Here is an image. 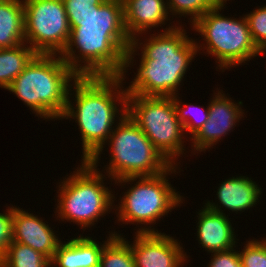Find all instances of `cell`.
I'll return each mask as SVG.
<instances>
[{
	"instance_id": "1",
	"label": "cell",
	"mask_w": 266,
	"mask_h": 267,
	"mask_svg": "<svg viewBox=\"0 0 266 267\" xmlns=\"http://www.w3.org/2000/svg\"><path fill=\"white\" fill-rule=\"evenodd\" d=\"M68 21L70 38L60 55L66 64L79 77L121 76L132 42L124 25L122 0H105L90 12L70 14Z\"/></svg>"
},
{
	"instance_id": "2",
	"label": "cell",
	"mask_w": 266,
	"mask_h": 267,
	"mask_svg": "<svg viewBox=\"0 0 266 267\" xmlns=\"http://www.w3.org/2000/svg\"><path fill=\"white\" fill-rule=\"evenodd\" d=\"M181 26H169L166 30L164 28L163 33L151 34L144 44L137 37L132 39L126 52L125 69L121 76L125 77L124 74L128 72L126 70L131 63L133 66V56L137 49L141 48L142 52L136 77L126 89L127 94L159 97H174L179 94L176 92L188 66L202 49V45L188 37L186 30Z\"/></svg>"
},
{
	"instance_id": "3",
	"label": "cell",
	"mask_w": 266,
	"mask_h": 267,
	"mask_svg": "<svg viewBox=\"0 0 266 267\" xmlns=\"http://www.w3.org/2000/svg\"><path fill=\"white\" fill-rule=\"evenodd\" d=\"M123 81L124 76L78 77L72 84L75 107L70 100V86L66 109L61 118L76 119L82 139V160L89 161L93 166H98L99 156L114 129L112 125L115 119H121L126 114L128 94L123 89ZM117 102L121 104V109L117 107Z\"/></svg>"
},
{
	"instance_id": "4",
	"label": "cell",
	"mask_w": 266,
	"mask_h": 267,
	"mask_svg": "<svg viewBox=\"0 0 266 267\" xmlns=\"http://www.w3.org/2000/svg\"><path fill=\"white\" fill-rule=\"evenodd\" d=\"M78 77L60 55L36 54L6 90L40 118L60 120L66 109L70 82Z\"/></svg>"
},
{
	"instance_id": "5",
	"label": "cell",
	"mask_w": 266,
	"mask_h": 267,
	"mask_svg": "<svg viewBox=\"0 0 266 267\" xmlns=\"http://www.w3.org/2000/svg\"><path fill=\"white\" fill-rule=\"evenodd\" d=\"M77 171L63 179L58 186L57 218L71 221L85 230L94 226L100 217H103L113 208L115 194L104 185V177L97 166L89 161H82ZM106 186V187H105ZM86 227V228H85Z\"/></svg>"
},
{
	"instance_id": "6",
	"label": "cell",
	"mask_w": 266,
	"mask_h": 267,
	"mask_svg": "<svg viewBox=\"0 0 266 267\" xmlns=\"http://www.w3.org/2000/svg\"><path fill=\"white\" fill-rule=\"evenodd\" d=\"M115 127L107 140L111 158L109 165H105L111 181L155 176L171 166L127 113Z\"/></svg>"
},
{
	"instance_id": "7",
	"label": "cell",
	"mask_w": 266,
	"mask_h": 267,
	"mask_svg": "<svg viewBox=\"0 0 266 267\" xmlns=\"http://www.w3.org/2000/svg\"><path fill=\"white\" fill-rule=\"evenodd\" d=\"M126 109L154 147L175 165V159L184 154L185 132L176 114L174 97L128 94Z\"/></svg>"
},
{
	"instance_id": "8",
	"label": "cell",
	"mask_w": 266,
	"mask_h": 267,
	"mask_svg": "<svg viewBox=\"0 0 266 267\" xmlns=\"http://www.w3.org/2000/svg\"><path fill=\"white\" fill-rule=\"evenodd\" d=\"M223 8L214 7L197 19L192 28L204 37L205 53L214 56L219 70L230 69L250 61L258 55L259 49L254 43L247 20L236 19L220 14ZM225 68V69H224Z\"/></svg>"
},
{
	"instance_id": "9",
	"label": "cell",
	"mask_w": 266,
	"mask_h": 267,
	"mask_svg": "<svg viewBox=\"0 0 266 267\" xmlns=\"http://www.w3.org/2000/svg\"><path fill=\"white\" fill-rule=\"evenodd\" d=\"M177 165H171L166 171L155 176L126 177L116 180L115 184L121 183L122 185V183L134 182L138 179L136 184L120 198L121 204L119 203V210L116 213L118 221L123 224L127 223V225L128 222L154 225L162 216L180 206L183 203V197L167 180L168 174L176 172Z\"/></svg>"
},
{
	"instance_id": "10",
	"label": "cell",
	"mask_w": 266,
	"mask_h": 267,
	"mask_svg": "<svg viewBox=\"0 0 266 267\" xmlns=\"http://www.w3.org/2000/svg\"><path fill=\"white\" fill-rule=\"evenodd\" d=\"M25 43L37 54L61 55L71 33L63 0H23Z\"/></svg>"
},
{
	"instance_id": "11",
	"label": "cell",
	"mask_w": 266,
	"mask_h": 267,
	"mask_svg": "<svg viewBox=\"0 0 266 267\" xmlns=\"http://www.w3.org/2000/svg\"><path fill=\"white\" fill-rule=\"evenodd\" d=\"M151 227L139 228L130 244L135 267H183L188 257L180 242Z\"/></svg>"
},
{
	"instance_id": "12",
	"label": "cell",
	"mask_w": 266,
	"mask_h": 267,
	"mask_svg": "<svg viewBox=\"0 0 266 267\" xmlns=\"http://www.w3.org/2000/svg\"><path fill=\"white\" fill-rule=\"evenodd\" d=\"M218 90L214 93L213 99L208 104L209 118L202 125L200 130L190 138L194 147L192 149L194 152L206 151L217 144L221 137L231 132L235 126L236 122L243 117V111L241 109L242 101L234 103L231 98H228L225 93Z\"/></svg>"
},
{
	"instance_id": "13",
	"label": "cell",
	"mask_w": 266,
	"mask_h": 267,
	"mask_svg": "<svg viewBox=\"0 0 266 267\" xmlns=\"http://www.w3.org/2000/svg\"><path fill=\"white\" fill-rule=\"evenodd\" d=\"M208 201L197 214V240L209 253L235 248L236 235L228 215Z\"/></svg>"
},
{
	"instance_id": "14",
	"label": "cell",
	"mask_w": 266,
	"mask_h": 267,
	"mask_svg": "<svg viewBox=\"0 0 266 267\" xmlns=\"http://www.w3.org/2000/svg\"><path fill=\"white\" fill-rule=\"evenodd\" d=\"M13 241L28 245L50 260L62 242L55 235L53 229L43 222L42 218L40 219L19 207H14Z\"/></svg>"
},
{
	"instance_id": "15",
	"label": "cell",
	"mask_w": 266,
	"mask_h": 267,
	"mask_svg": "<svg viewBox=\"0 0 266 267\" xmlns=\"http://www.w3.org/2000/svg\"><path fill=\"white\" fill-rule=\"evenodd\" d=\"M122 3L124 25L131 39L146 34L148 29L161 27L169 20L164 0H122Z\"/></svg>"
},
{
	"instance_id": "16",
	"label": "cell",
	"mask_w": 266,
	"mask_h": 267,
	"mask_svg": "<svg viewBox=\"0 0 266 267\" xmlns=\"http://www.w3.org/2000/svg\"><path fill=\"white\" fill-rule=\"evenodd\" d=\"M118 233L111 232L102 245L92 237L79 236L66 243L61 242L51 260V266L59 267H99L100 255L104 245Z\"/></svg>"
},
{
	"instance_id": "17",
	"label": "cell",
	"mask_w": 266,
	"mask_h": 267,
	"mask_svg": "<svg viewBox=\"0 0 266 267\" xmlns=\"http://www.w3.org/2000/svg\"><path fill=\"white\" fill-rule=\"evenodd\" d=\"M261 188L246 176L224 180L217 190L219 204L232 212H243L256 206L261 195Z\"/></svg>"
},
{
	"instance_id": "18",
	"label": "cell",
	"mask_w": 266,
	"mask_h": 267,
	"mask_svg": "<svg viewBox=\"0 0 266 267\" xmlns=\"http://www.w3.org/2000/svg\"><path fill=\"white\" fill-rule=\"evenodd\" d=\"M25 42L23 0H0V49Z\"/></svg>"
},
{
	"instance_id": "19",
	"label": "cell",
	"mask_w": 266,
	"mask_h": 267,
	"mask_svg": "<svg viewBox=\"0 0 266 267\" xmlns=\"http://www.w3.org/2000/svg\"><path fill=\"white\" fill-rule=\"evenodd\" d=\"M36 54L27 43L0 49V87L7 89Z\"/></svg>"
},
{
	"instance_id": "20",
	"label": "cell",
	"mask_w": 266,
	"mask_h": 267,
	"mask_svg": "<svg viewBox=\"0 0 266 267\" xmlns=\"http://www.w3.org/2000/svg\"><path fill=\"white\" fill-rule=\"evenodd\" d=\"M0 267H54L51 260L28 245L14 242L0 259Z\"/></svg>"
},
{
	"instance_id": "21",
	"label": "cell",
	"mask_w": 266,
	"mask_h": 267,
	"mask_svg": "<svg viewBox=\"0 0 266 267\" xmlns=\"http://www.w3.org/2000/svg\"><path fill=\"white\" fill-rule=\"evenodd\" d=\"M114 235L103 247L99 267H135L130 242Z\"/></svg>"
},
{
	"instance_id": "22",
	"label": "cell",
	"mask_w": 266,
	"mask_h": 267,
	"mask_svg": "<svg viewBox=\"0 0 266 267\" xmlns=\"http://www.w3.org/2000/svg\"><path fill=\"white\" fill-rule=\"evenodd\" d=\"M166 2L167 10L172 13L170 15L191 16L189 19L192 24L214 8L210 0H166Z\"/></svg>"
},
{
	"instance_id": "23",
	"label": "cell",
	"mask_w": 266,
	"mask_h": 267,
	"mask_svg": "<svg viewBox=\"0 0 266 267\" xmlns=\"http://www.w3.org/2000/svg\"><path fill=\"white\" fill-rule=\"evenodd\" d=\"M245 18L248 28L251 32L252 39L259 49L258 55L266 52V6H262L246 14Z\"/></svg>"
},
{
	"instance_id": "24",
	"label": "cell",
	"mask_w": 266,
	"mask_h": 267,
	"mask_svg": "<svg viewBox=\"0 0 266 267\" xmlns=\"http://www.w3.org/2000/svg\"><path fill=\"white\" fill-rule=\"evenodd\" d=\"M179 98L180 97H178L177 94L174 96V107H175V110H176L177 117L179 119V122L183 125L184 131H186L187 135L189 133V135L192 134L191 137H193L200 130V128L202 127V125L209 118V109H208V106H206L207 108L204 109L205 110L203 112L204 115L201 116L200 119L197 118V117H195L196 120L194 121L195 118H190L188 116V113H187V111H189L190 107H192L193 105H191V104L187 105L186 103L183 104V105H181L182 102H181V100H179ZM194 109H195V107H194Z\"/></svg>"
},
{
	"instance_id": "25",
	"label": "cell",
	"mask_w": 266,
	"mask_h": 267,
	"mask_svg": "<svg viewBox=\"0 0 266 267\" xmlns=\"http://www.w3.org/2000/svg\"><path fill=\"white\" fill-rule=\"evenodd\" d=\"M242 267H266V243L249 240L239 253Z\"/></svg>"
},
{
	"instance_id": "26",
	"label": "cell",
	"mask_w": 266,
	"mask_h": 267,
	"mask_svg": "<svg viewBox=\"0 0 266 267\" xmlns=\"http://www.w3.org/2000/svg\"><path fill=\"white\" fill-rule=\"evenodd\" d=\"M5 213H0V259L7 253L13 241L14 207H7Z\"/></svg>"
},
{
	"instance_id": "27",
	"label": "cell",
	"mask_w": 266,
	"mask_h": 267,
	"mask_svg": "<svg viewBox=\"0 0 266 267\" xmlns=\"http://www.w3.org/2000/svg\"><path fill=\"white\" fill-rule=\"evenodd\" d=\"M239 252L235 251L234 248L226 251L213 252L211 254L213 258L209 261L208 267H242Z\"/></svg>"
},
{
	"instance_id": "28",
	"label": "cell",
	"mask_w": 266,
	"mask_h": 267,
	"mask_svg": "<svg viewBox=\"0 0 266 267\" xmlns=\"http://www.w3.org/2000/svg\"><path fill=\"white\" fill-rule=\"evenodd\" d=\"M105 0H63L66 14L85 13L94 10Z\"/></svg>"
},
{
	"instance_id": "29",
	"label": "cell",
	"mask_w": 266,
	"mask_h": 267,
	"mask_svg": "<svg viewBox=\"0 0 266 267\" xmlns=\"http://www.w3.org/2000/svg\"><path fill=\"white\" fill-rule=\"evenodd\" d=\"M226 1L227 0H210V3L213 7L224 8Z\"/></svg>"
}]
</instances>
